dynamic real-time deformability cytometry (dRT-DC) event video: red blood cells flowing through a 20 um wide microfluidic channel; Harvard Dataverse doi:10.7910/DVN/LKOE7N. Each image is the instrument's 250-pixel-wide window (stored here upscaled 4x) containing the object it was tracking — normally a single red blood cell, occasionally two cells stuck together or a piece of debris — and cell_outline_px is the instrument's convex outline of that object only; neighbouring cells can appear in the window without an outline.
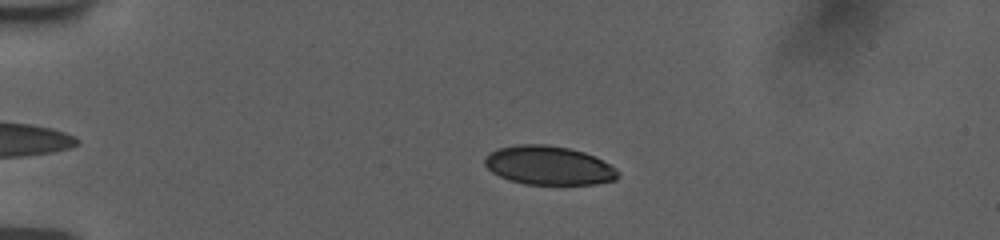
{"species": "human", "species_latin": "Homo sapiens", "temperature_condition": "room temperature", "stored_images_in_passage": 41, "camera_frame_rate_fps": 3000, "um_per_image_px": 0.085, "donor": {"sex": "female"}, "frame": {"image": 1, "passage_image": 6, "time_ms": 1.667, "image_size_px": [1000, 240], "cell_outline_px": [[620, 176], [616, 180], [596, 184], [524, 184], [508, 180], [492, 172], [484, 164], [484, 160], [492, 152], [500, 148], [516, 144], [544, 144], [568, 148], [584, 152], [596, 156], [616, 168], [620, 172]], "centroid_in_image_um": [46.69, 14.07], "position_along_channel_um": 38.3, "area_um2": 30.23}}
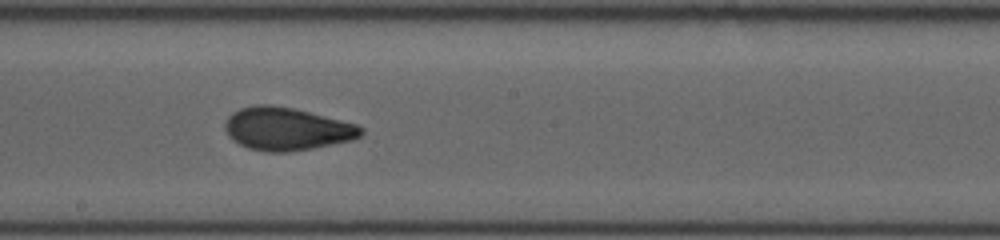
{"frame": {"image": 2, "passage_image": 25, "time_ms": 8.0, "image_size_px": [1000, 240], "cell_outline_px": [[364, 132], [360, 136], [352, 140], [312, 148], [288, 152], [268, 152], [248, 148], [232, 140], [228, 136], [224, 128], [224, 124], [228, 116], [232, 112], [240, 108], [252, 104], [272, 104], [292, 108], [356, 124], [364, 128]], "centroid_in_image_um": [24.33, 10.95], "position_along_channel_um": 223.9, "area_um2": 33.99}}
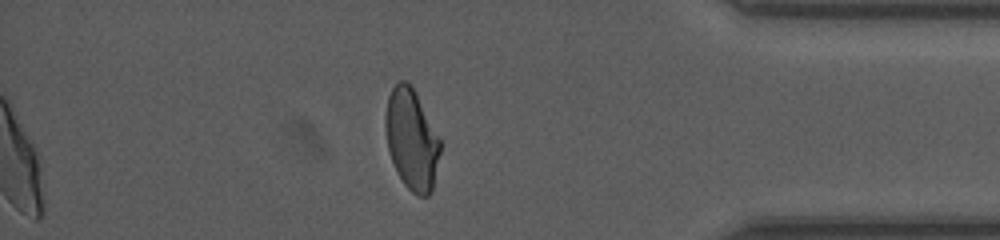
{"frame": {"image": 3, "passage_image": 41, "time_ms": 13.333, "image_size_px": [1000, 240], "cell_outline_px": [[440, 152], [432, 192], [428, 196], [416, 196], [404, 184], [392, 160], [388, 148], [384, 128], [384, 116], [388, 96], [392, 88], [400, 80], [404, 80], [412, 84], [440, 140]], "centroid_in_image_um": [34.97, 11.83], "position_along_channel_um": 400.2, "area_um2": 32.08}, "authors_computed_cell_mechanics": {"area_um2": 33.1194, "velocity_mm_per_s": 3.7694, "shape_relaxation_time_tau1_ms": 6.3917, "shape_relaxation_time_tau2_ms": 1.2249, "deformation_change_tau1": 0.1908, "deformation_change_tau2": 0.0589}}